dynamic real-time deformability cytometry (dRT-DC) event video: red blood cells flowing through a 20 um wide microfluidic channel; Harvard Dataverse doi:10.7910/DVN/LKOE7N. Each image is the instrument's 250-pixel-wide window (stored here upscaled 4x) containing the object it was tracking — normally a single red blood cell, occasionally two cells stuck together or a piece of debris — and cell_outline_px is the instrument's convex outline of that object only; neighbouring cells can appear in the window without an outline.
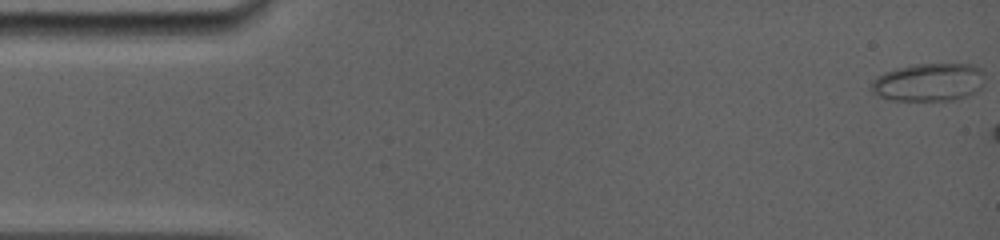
{"species": "common noctule bat (a hibernating species)", "species_latin": "Nyctalus noctula", "temperature_condition": "room temperature", "stored_images_in_passage": 7, "camera_frame_rate_fps": 5000, "um_per_image_px": 0.085, "animal": {"sex": "female", "body_mass_g": 19.0, "forearm_length_mm": 56.7}, "frame": {"image": 1, "passage_image": 1, "time_ms": 0.0, "image_size_px": [1000, 240], "cell_outline_px": [[984, 72], [980, 88], [968, 96], [952, 100], [892, 100], [876, 96], [868, 88], [872, 80], [876, 76], [884, 72], [896, 68], [916, 64], [972, 64], [980, 68]], "centroid_in_image_um": [78.88, 6.99], "position_along_channel_um": 6.1, "area_um2": 25.32}}